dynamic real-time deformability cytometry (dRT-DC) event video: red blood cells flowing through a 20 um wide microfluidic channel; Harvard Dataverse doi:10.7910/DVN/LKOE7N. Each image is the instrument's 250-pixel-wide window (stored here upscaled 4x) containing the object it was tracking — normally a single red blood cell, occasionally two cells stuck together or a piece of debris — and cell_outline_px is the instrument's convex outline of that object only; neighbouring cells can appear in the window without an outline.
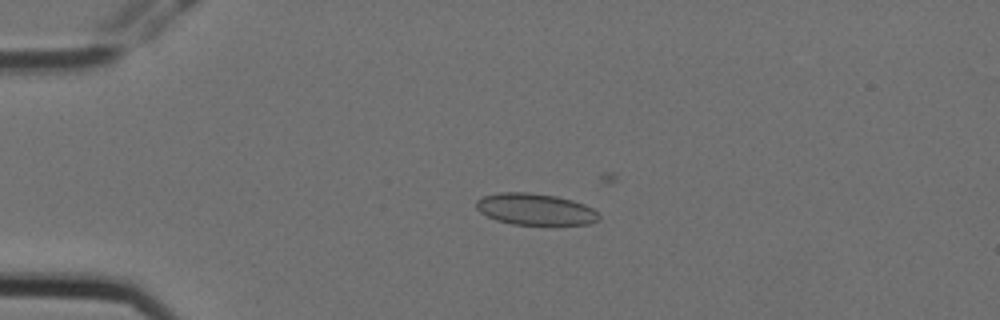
{"species": "Egyptian fruit bat (a non-hibernating species)", "species_latin": "Rousettus aegyptiacus", "temperature_condition": "cold", "stored_images_in_passage": 6, "camera_frame_rate_fps": 3000, "um_per_image_px": 0.085, "animal": {"sex": "female"}, "frame": {"image": 1, "passage_image": 5, "time_ms": 1.333, "image_size_px": [1000, 320], "cell_outline_px": [[600, 220], [588, 224], [512, 224], [496, 220], [480, 212], [476, 208], [476, 200], [484, 196], [500, 192], [528, 192], [556, 196], [572, 200], [584, 204], [592, 208], [600, 216]], "centroid_in_image_um": [45.49, 17.78], "position_along_channel_um": 39.5, "area_um2": 22.43}}